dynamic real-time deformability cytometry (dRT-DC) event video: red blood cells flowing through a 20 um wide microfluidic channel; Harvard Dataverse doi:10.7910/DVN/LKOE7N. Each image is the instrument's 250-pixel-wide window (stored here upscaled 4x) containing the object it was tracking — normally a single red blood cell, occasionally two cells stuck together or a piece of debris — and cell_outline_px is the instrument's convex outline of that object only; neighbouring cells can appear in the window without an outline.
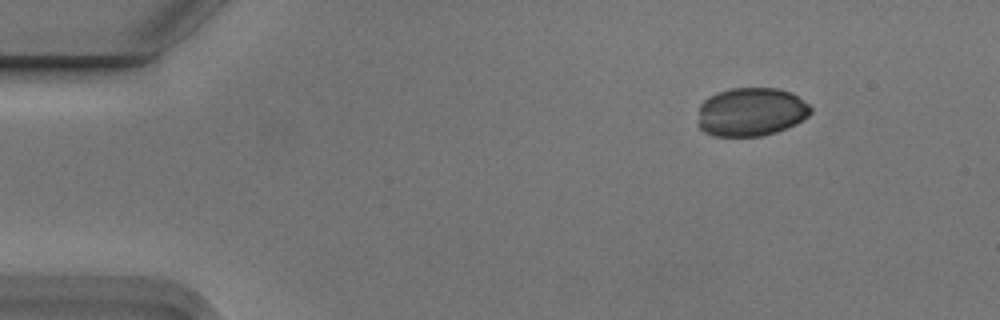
{"species": "Egyptian fruit bat (a non-hibernating species)", "species_latin": "Rousettus aegyptiacus", "temperature_condition": "cold", "stored_images_in_passage": 3, "camera_frame_rate_fps": 3000, "um_per_image_px": 0.085, "animal": {"sex": "male"}, "frame": {"image": 1, "passage_image": 1, "time_ms": 0.0, "image_size_px": [1000, 320], "cell_outline_px": [[812, 112], [808, 116], [796, 124], [776, 132], [760, 136], [712, 136], [704, 132], [696, 124], [700, 104], [708, 96], [732, 88], [780, 88], [792, 92], [804, 100], [812, 108]], "centroid_in_image_um": [63.83, 9.51], "position_along_channel_um": 21.2, "area_um2": 32.31}}